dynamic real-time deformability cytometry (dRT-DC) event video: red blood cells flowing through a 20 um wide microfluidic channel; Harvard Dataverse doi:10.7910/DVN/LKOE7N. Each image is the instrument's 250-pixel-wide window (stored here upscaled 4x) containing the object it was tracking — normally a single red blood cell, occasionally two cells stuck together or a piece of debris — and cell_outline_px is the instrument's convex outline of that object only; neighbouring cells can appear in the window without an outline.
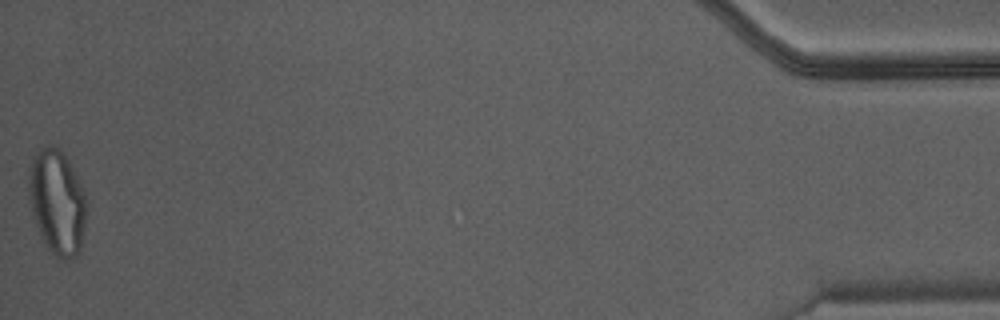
{"species": "Egyptian fruit bat (a non-hibernating species)", "species_latin": "Rousettus aegyptiacus", "temperature_condition": "warm", "stored_images_in_passage": 40, "camera_frame_rate_fps": 3000, "um_per_image_px": 0.085, "animal": {"sex": "male"}, "frame": {"image": 1, "passage_image": 40, "time_ms": 13.0, "image_size_px": [1000, 320], "cell_outline_px": [[88, 204], [80, 252], [76, 256], [68, 260], [60, 260], [44, 244], [40, 236], [32, 216], [28, 204], [28, 168], [32, 156], [40, 148], [48, 144], [52, 144], [64, 152], [84, 192]], "centroid_in_image_um": [4.82, 17.17], "position_along_channel_um": 430.4, "area_um2": 36.18}}